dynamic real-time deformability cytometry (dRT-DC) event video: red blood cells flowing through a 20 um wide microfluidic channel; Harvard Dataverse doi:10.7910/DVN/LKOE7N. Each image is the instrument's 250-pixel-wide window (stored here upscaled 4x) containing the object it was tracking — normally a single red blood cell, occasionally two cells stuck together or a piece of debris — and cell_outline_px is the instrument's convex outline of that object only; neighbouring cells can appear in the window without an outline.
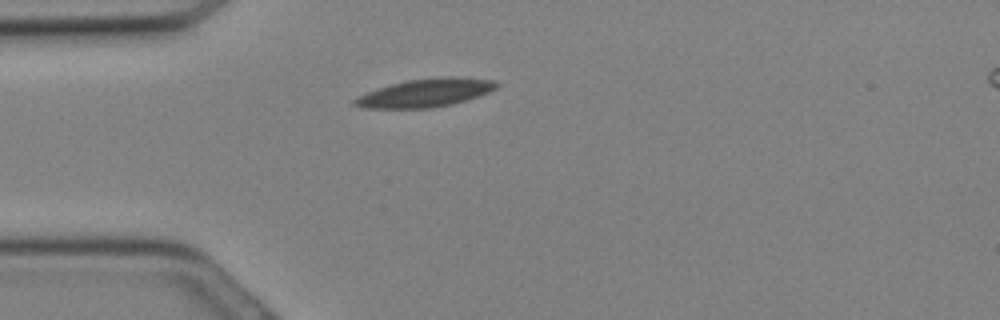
{"species": "Egyptian fruit bat (a non-hibernating species)", "species_latin": "Rousettus aegyptiacus", "temperature_condition": "cold", "stored_images_in_passage": 27, "camera_frame_rate_fps": 3000, "um_per_image_px": 0.085, "animal": {"sex": "female"}, "frame": {"image": 1, "passage_image": 4, "time_ms": 1.0, "image_size_px": [1000, 320], "cell_outline_px": [[500, 84], [496, 88], [488, 92], [452, 104], [432, 108], [364, 108], [352, 104], [352, 100], [356, 96], [392, 84], [408, 80], [440, 76], [452, 76], [496, 80]], "centroid_in_image_um": [36.16, 7.88], "position_along_channel_um": 48.8, "area_um2": 23.24}}
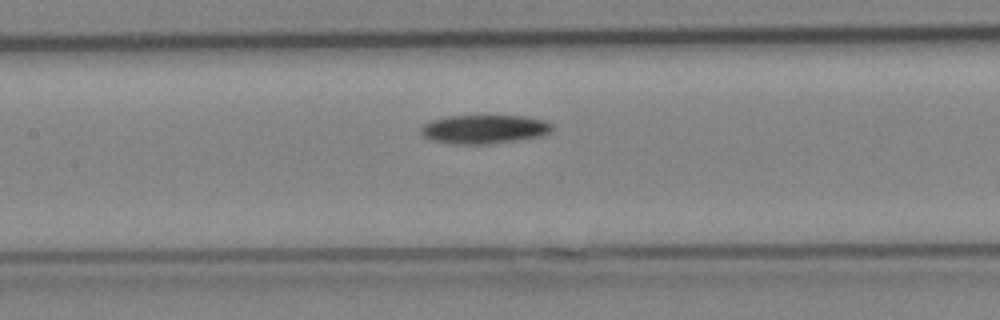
{"frame": {"image": 2, "passage_image": 10, "time_ms": 3.0, "image_size_px": [1000, 320], "cell_outline_px": [[552, 132], [544, 136], [520, 140], [484, 144], [456, 144], [432, 140], [424, 136], [420, 132], [420, 128], [424, 124], [432, 120], [448, 116], [484, 112], [524, 116], [544, 120], [552, 124]], "centroid_in_image_um": [41.2, 10.93], "position_along_channel_um": 166.2, "area_um2": 23.18}}
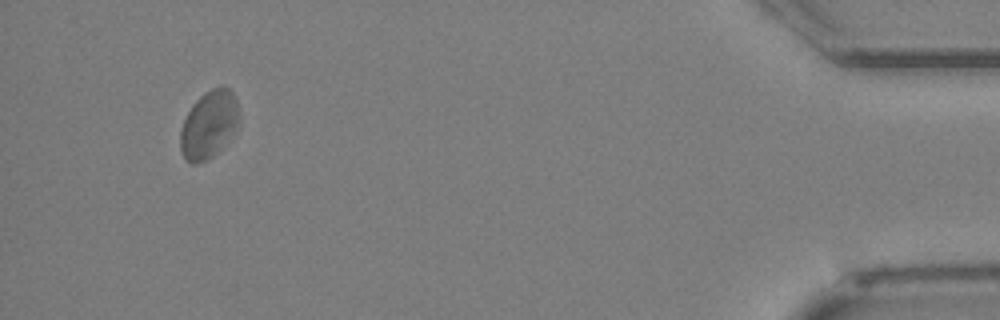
{"frame": {"image": 3, "passage_image": 25, "time_ms": 8.0, "image_size_px": [1000, 320], "cell_outline_px": [[240, 124], [232, 140], [212, 156], [196, 164], [192, 164], [184, 160], [180, 152], [180, 132], [184, 120], [192, 104], [204, 92], [220, 84], [228, 88], [232, 92], [236, 100], [240, 116]], "centroid_in_image_um": [17.79, 10.6], "position_along_channel_um": 417.4, "area_um2": 23.87}}